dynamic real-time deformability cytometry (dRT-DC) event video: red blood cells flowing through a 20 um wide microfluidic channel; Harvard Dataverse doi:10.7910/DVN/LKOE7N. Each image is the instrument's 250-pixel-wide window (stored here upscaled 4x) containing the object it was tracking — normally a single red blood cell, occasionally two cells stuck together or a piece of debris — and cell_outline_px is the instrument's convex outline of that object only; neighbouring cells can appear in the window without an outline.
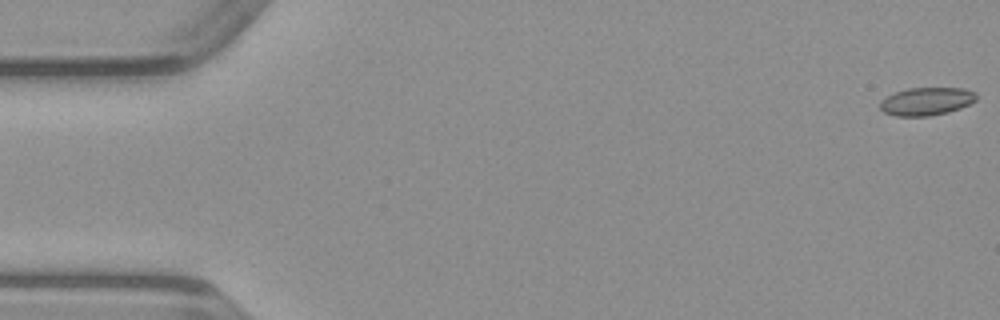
{"species": "common noctule bat (a hibernating species)", "species_latin": "Nyctalus noctula", "temperature_condition": "warm", "stored_images_in_passage": 50, "camera_frame_rate_fps": 3000, "um_per_image_px": 0.085, "animal": {"sex": "male", "body_mass_g": 23.1, "forearm_length_mm": 52.7}, "frame": {"image": 1, "passage_image": 1, "time_ms": 0.0, "image_size_px": [1000, 320], "cell_outline_px": [[976, 100], [960, 108], [948, 112], [928, 116], [896, 116], [884, 112], [880, 108], [880, 100], [896, 92], [908, 88], [964, 88], [976, 92]], "centroid_in_image_um": [78.75, 8.61], "position_along_channel_um": 6.3, "area_um2": 15.61}}
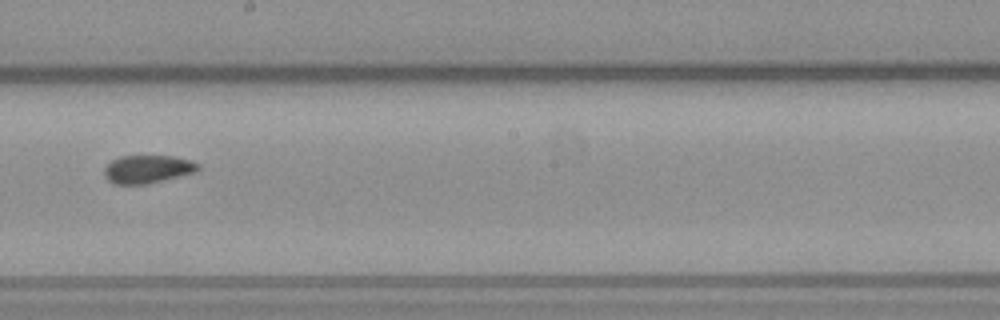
{"frame": {"image": 2, "passage_image": 28, "time_ms": 9.0, "image_size_px": [1000, 320], "cell_outline_px": [[200, 168], [196, 172], [148, 184], [112, 184], [104, 176], [104, 168], [112, 160], [120, 156], [172, 156], [192, 160], [200, 164]], "centroid_in_image_um": [12.56, 14.38], "position_along_channel_um": 235.6, "area_um2": 15.49}}
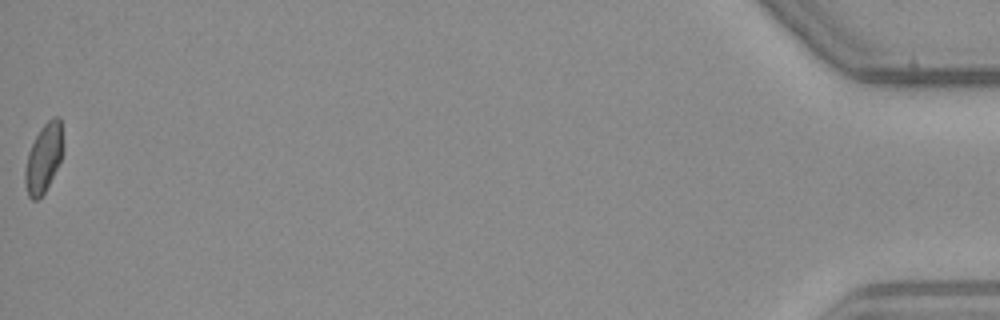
{"frame": {"image": 3, "passage_image": 50, "time_ms": 16.333, "image_size_px": [1000, 320], "cell_outline_px": [[64, 152], [44, 192], [36, 200], [32, 200], [28, 196], [24, 184], [24, 172], [28, 152], [40, 128], [52, 116], [60, 116], [64, 144]], "centroid_in_image_um": [3.72, 13.39], "position_along_channel_um": 431.5, "area_um2": 15.32}}